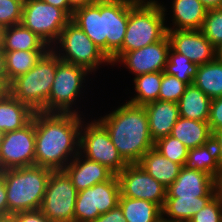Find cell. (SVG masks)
Returning a JSON list of instances; mask_svg holds the SVG:
<instances>
[{
	"mask_svg": "<svg viewBox=\"0 0 222 222\" xmlns=\"http://www.w3.org/2000/svg\"><path fill=\"white\" fill-rule=\"evenodd\" d=\"M80 115L35 112V165L63 170L76 157L84 120Z\"/></svg>",
	"mask_w": 222,
	"mask_h": 222,
	"instance_id": "cell-1",
	"label": "cell"
},
{
	"mask_svg": "<svg viewBox=\"0 0 222 222\" xmlns=\"http://www.w3.org/2000/svg\"><path fill=\"white\" fill-rule=\"evenodd\" d=\"M98 120L105 126L111 141L128 163H138L143 155L154 148L144 106L128 101Z\"/></svg>",
	"mask_w": 222,
	"mask_h": 222,
	"instance_id": "cell-2",
	"label": "cell"
},
{
	"mask_svg": "<svg viewBox=\"0 0 222 222\" xmlns=\"http://www.w3.org/2000/svg\"><path fill=\"white\" fill-rule=\"evenodd\" d=\"M167 8L160 2H129V18L122 48L110 59L111 65L125 53L162 40L167 35ZM166 20V21H165Z\"/></svg>",
	"mask_w": 222,
	"mask_h": 222,
	"instance_id": "cell-3",
	"label": "cell"
},
{
	"mask_svg": "<svg viewBox=\"0 0 222 222\" xmlns=\"http://www.w3.org/2000/svg\"><path fill=\"white\" fill-rule=\"evenodd\" d=\"M52 171L38 165L0 171L4 176L9 216L40 209Z\"/></svg>",
	"mask_w": 222,
	"mask_h": 222,
	"instance_id": "cell-4",
	"label": "cell"
},
{
	"mask_svg": "<svg viewBox=\"0 0 222 222\" xmlns=\"http://www.w3.org/2000/svg\"><path fill=\"white\" fill-rule=\"evenodd\" d=\"M56 68L57 55L49 48L30 71L10 82L9 93L34 112H46Z\"/></svg>",
	"mask_w": 222,
	"mask_h": 222,
	"instance_id": "cell-5",
	"label": "cell"
},
{
	"mask_svg": "<svg viewBox=\"0 0 222 222\" xmlns=\"http://www.w3.org/2000/svg\"><path fill=\"white\" fill-rule=\"evenodd\" d=\"M50 48L60 60L83 67L91 74L102 64L111 65L108 57L72 20L67 23Z\"/></svg>",
	"mask_w": 222,
	"mask_h": 222,
	"instance_id": "cell-6",
	"label": "cell"
},
{
	"mask_svg": "<svg viewBox=\"0 0 222 222\" xmlns=\"http://www.w3.org/2000/svg\"><path fill=\"white\" fill-rule=\"evenodd\" d=\"M88 74L90 72L87 69L64 62L57 56L56 75L46 102V113L79 114L80 111L74 110L73 104L85 87L83 83Z\"/></svg>",
	"mask_w": 222,
	"mask_h": 222,
	"instance_id": "cell-7",
	"label": "cell"
},
{
	"mask_svg": "<svg viewBox=\"0 0 222 222\" xmlns=\"http://www.w3.org/2000/svg\"><path fill=\"white\" fill-rule=\"evenodd\" d=\"M79 153L106 166L115 175L128 165L111 141L107 129L98 119L86 124L85 121L82 122Z\"/></svg>",
	"mask_w": 222,
	"mask_h": 222,
	"instance_id": "cell-8",
	"label": "cell"
},
{
	"mask_svg": "<svg viewBox=\"0 0 222 222\" xmlns=\"http://www.w3.org/2000/svg\"><path fill=\"white\" fill-rule=\"evenodd\" d=\"M71 18L60 8L42 0H24L21 24L49 47L56 42Z\"/></svg>",
	"mask_w": 222,
	"mask_h": 222,
	"instance_id": "cell-9",
	"label": "cell"
},
{
	"mask_svg": "<svg viewBox=\"0 0 222 222\" xmlns=\"http://www.w3.org/2000/svg\"><path fill=\"white\" fill-rule=\"evenodd\" d=\"M77 192L63 170L52 171L40 211L51 222H74Z\"/></svg>",
	"mask_w": 222,
	"mask_h": 222,
	"instance_id": "cell-10",
	"label": "cell"
},
{
	"mask_svg": "<svg viewBox=\"0 0 222 222\" xmlns=\"http://www.w3.org/2000/svg\"><path fill=\"white\" fill-rule=\"evenodd\" d=\"M120 186L116 175L77 192L74 222H92L118 205Z\"/></svg>",
	"mask_w": 222,
	"mask_h": 222,
	"instance_id": "cell-11",
	"label": "cell"
},
{
	"mask_svg": "<svg viewBox=\"0 0 222 222\" xmlns=\"http://www.w3.org/2000/svg\"><path fill=\"white\" fill-rule=\"evenodd\" d=\"M35 165V113L23 128L4 134L0 143V171Z\"/></svg>",
	"mask_w": 222,
	"mask_h": 222,
	"instance_id": "cell-12",
	"label": "cell"
},
{
	"mask_svg": "<svg viewBox=\"0 0 222 222\" xmlns=\"http://www.w3.org/2000/svg\"><path fill=\"white\" fill-rule=\"evenodd\" d=\"M116 176L121 196L148 200L163 208L167 188L151 177L138 163L128 164Z\"/></svg>",
	"mask_w": 222,
	"mask_h": 222,
	"instance_id": "cell-13",
	"label": "cell"
},
{
	"mask_svg": "<svg viewBox=\"0 0 222 222\" xmlns=\"http://www.w3.org/2000/svg\"><path fill=\"white\" fill-rule=\"evenodd\" d=\"M171 43L168 35L162 40L141 49L125 52L116 63H121L134 76L165 70Z\"/></svg>",
	"mask_w": 222,
	"mask_h": 222,
	"instance_id": "cell-14",
	"label": "cell"
},
{
	"mask_svg": "<svg viewBox=\"0 0 222 222\" xmlns=\"http://www.w3.org/2000/svg\"><path fill=\"white\" fill-rule=\"evenodd\" d=\"M171 47L199 66L216 58V48L201 30H167Z\"/></svg>",
	"mask_w": 222,
	"mask_h": 222,
	"instance_id": "cell-15",
	"label": "cell"
},
{
	"mask_svg": "<svg viewBox=\"0 0 222 222\" xmlns=\"http://www.w3.org/2000/svg\"><path fill=\"white\" fill-rule=\"evenodd\" d=\"M129 18V1L104 0V37L110 60L123 45Z\"/></svg>",
	"mask_w": 222,
	"mask_h": 222,
	"instance_id": "cell-16",
	"label": "cell"
},
{
	"mask_svg": "<svg viewBox=\"0 0 222 222\" xmlns=\"http://www.w3.org/2000/svg\"><path fill=\"white\" fill-rule=\"evenodd\" d=\"M216 187V179L206 172L183 166L176 180L167 188L166 198L207 196Z\"/></svg>",
	"mask_w": 222,
	"mask_h": 222,
	"instance_id": "cell-17",
	"label": "cell"
},
{
	"mask_svg": "<svg viewBox=\"0 0 222 222\" xmlns=\"http://www.w3.org/2000/svg\"><path fill=\"white\" fill-rule=\"evenodd\" d=\"M78 192L110 180L115 174L106 166L89 160L80 153L63 169Z\"/></svg>",
	"mask_w": 222,
	"mask_h": 222,
	"instance_id": "cell-18",
	"label": "cell"
},
{
	"mask_svg": "<svg viewBox=\"0 0 222 222\" xmlns=\"http://www.w3.org/2000/svg\"><path fill=\"white\" fill-rule=\"evenodd\" d=\"M71 20L107 56V38L104 37V0H97L94 4L75 9Z\"/></svg>",
	"mask_w": 222,
	"mask_h": 222,
	"instance_id": "cell-19",
	"label": "cell"
},
{
	"mask_svg": "<svg viewBox=\"0 0 222 222\" xmlns=\"http://www.w3.org/2000/svg\"><path fill=\"white\" fill-rule=\"evenodd\" d=\"M144 108L153 142L170 135L174 124L180 117L178 103L158 99L147 103Z\"/></svg>",
	"mask_w": 222,
	"mask_h": 222,
	"instance_id": "cell-20",
	"label": "cell"
},
{
	"mask_svg": "<svg viewBox=\"0 0 222 222\" xmlns=\"http://www.w3.org/2000/svg\"><path fill=\"white\" fill-rule=\"evenodd\" d=\"M216 195L217 186L207 196L203 197L166 198L162 208V221L189 222L194 214L199 212Z\"/></svg>",
	"mask_w": 222,
	"mask_h": 222,
	"instance_id": "cell-21",
	"label": "cell"
},
{
	"mask_svg": "<svg viewBox=\"0 0 222 222\" xmlns=\"http://www.w3.org/2000/svg\"><path fill=\"white\" fill-rule=\"evenodd\" d=\"M172 25L167 30H201L207 8L200 0H172Z\"/></svg>",
	"mask_w": 222,
	"mask_h": 222,
	"instance_id": "cell-22",
	"label": "cell"
},
{
	"mask_svg": "<svg viewBox=\"0 0 222 222\" xmlns=\"http://www.w3.org/2000/svg\"><path fill=\"white\" fill-rule=\"evenodd\" d=\"M138 164L166 188L176 180L182 168L180 164L161 155L155 148L148 150Z\"/></svg>",
	"mask_w": 222,
	"mask_h": 222,
	"instance_id": "cell-23",
	"label": "cell"
},
{
	"mask_svg": "<svg viewBox=\"0 0 222 222\" xmlns=\"http://www.w3.org/2000/svg\"><path fill=\"white\" fill-rule=\"evenodd\" d=\"M170 135L181 141L188 149L208 144L213 139L208 122L183 117L176 121Z\"/></svg>",
	"mask_w": 222,
	"mask_h": 222,
	"instance_id": "cell-24",
	"label": "cell"
},
{
	"mask_svg": "<svg viewBox=\"0 0 222 222\" xmlns=\"http://www.w3.org/2000/svg\"><path fill=\"white\" fill-rule=\"evenodd\" d=\"M34 113L9 93L0 101V129L5 133L21 129L32 120Z\"/></svg>",
	"mask_w": 222,
	"mask_h": 222,
	"instance_id": "cell-25",
	"label": "cell"
},
{
	"mask_svg": "<svg viewBox=\"0 0 222 222\" xmlns=\"http://www.w3.org/2000/svg\"><path fill=\"white\" fill-rule=\"evenodd\" d=\"M211 99L194 84L188 85L178 101L180 117L208 122Z\"/></svg>",
	"mask_w": 222,
	"mask_h": 222,
	"instance_id": "cell-26",
	"label": "cell"
},
{
	"mask_svg": "<svg viewBox=\"0 0 222 222\" xmlns=\"http://www.w3.org/2000/svg\"><path fill=\"white\" fill-rule=\"evenodd\" d=\"M50 47L30 29L22 24L12 25L4 28L2 50H48Z\"/></svg>",
	"mask_w": 222,
	"mask_h": 222,
	"instance_id": "cell-27",
	"label": "cell"
},
{
	"mask_svg": "<svg viewBox=\"0 0 222 222\" xmlns=\"http://www.w3.org/2000/svg\"><path fill=\"white\" fill-rule=\"evenodd\" d=\"M118 205L127 222H161L162 208L148 200L119 196Z\"/></svg>",
	"mask_w": 222,
	"mask_h": 222,
	"instance_id": "cell-28",
	"label": "cell"
},
{
	"mask_svg": "<svg viewBox=\"0 0 222 222\" xmlns=\"http://www.w3.org/2000/svg\"><path fill=\"white\" fill-rule=\"evenodd\" d=\"M193 84L211 100L222 97V62L217 58L196 66Z\"/></svg>",
	"mask_w": 222,
	"mask_h": 222,
	"instance_id": "cell-29",
	"label": "cell"
},
{
	"mask_svg": "<svg viewBox=\"0 0 222 222\" xmlns=\"http://www.w3.org/2000/svg\"><path fill=\"white\" fill-rule=\"evenodd\" d=\"M185 166L206 172L217 180L221 171L215 142L212 140L208 144L189 149Z\"/></svg>",
	"mask_w": 222,
	"mask_h": 222,
	"instance_id": "cell-30",
	"label": "cell"
},
{
	"mask_svg": "<svg viewBox=\"0 0 222 222\" xmlns=\"http://www.w3.org/2000/svg\"><path fill=\"white\" fill-rule=\"evenodd\" d=\"M47 50L4 51L8 83L30 71Z\"/></svg>",
	"mask_w": 222,
	"mask_h": 222,
	"instance_id": "cell-31",
	"label": "cell"
},
{
	"mask_svg": "<svg viewBox=\"0 0 222 222\" xmlns=\"http://www.w3.org/2000/svg\"><path fill=\"white\" fill-rule=\"evenodd\" d=\"M133 79L136 95L134 94V97L128 102L144 106L147 103L158 100L160 85L162 82V71L141 74L135 76Z\"/></svg>",
	"mask_w": 222,
	"mask_h": 222,
	"instance_id": "cell-32",
	"label": "cell"
},
{
	"mask_svg": "<svg viewBox=\"0 0 222 222\" xmlns=\"http://www.w3.org/2000/svg\"><path fill=\"white\" fill-rule=\"evenodd\" d=\"M196 65L186 56L177 53L172 47L168 52V60L164 72L175 76L187 85L193 84Z\"/></svg>",
	"mask_w": 222,
	"mask_h": 222,
	"instance_id": "cell-33",
	"label": "cell"
},
{
	"mask_svg": "<svg viewBox=\"0 0 222 222\" xmlns=\"http://www.w3.org/2000/svg\"><path fill=\"white\" fill-rule=\"evenodd\" d=\"M154 148L172 162L186 165L188 158V148L178 139L168 135L154 143Z\"/></svg>",
	"mask_w": 222,
	"mask_h": 222,
	"instance_id": "cell-34",
	"label": "cell"
},
{
	"mask_svg": "<svg viewBox=\"0 0 222 222\" xmlns=\"http://www.w3.org/2000/svg\"><path fill=\"white\" fill-rule=\"evenodd\" d=\"M201 31L215 48L222 43V7L207 10Z\"/></svg>",
	"mask_w": 222,
	"mask_h": 222,
	"instance_id": "cell-35",
	"label": "cell"
},
{
	"mask_svg": "<svg viewBox=\"0 0 222 222\" xmlns=\"http://www.w3.org/2000/svg\"><path fill=\"white\" fill-rule=\"evenodd\" d=\"M188 85L180 81L175 76L162 71V82L158 99L162 101H172L178 103Z\"/></svg>",
	"mask_w": 222,
	"mask_h": 222,
	"instance_id": "cell-36",
	"label": "cell"
},
{
	"mask_svg": "<svg viewBox=\"0 0 222 222\" xmlns=\"http://www.w3.org/2000/svg\"><path fill=\"white\" fill-rule=\"evenodd\" d=\"M24 0H0V26L21 24Z\"/></svg>",
	"mask_w": 222,
	"mask_h": 222,
	"instance_id": "cell-37",
	"label": "cell"
},
{
	"mask_svg": "<svg viewBox=\"0 0 222 222\" xmlns=\"http://www.w3.org/2000/svg\"><path fill=\"white\" fill-rule=\"evenodd\" d=\"M189 222H222V200L217 194Z\"/></svg>",
	"mask_w": 222,
	"mask_h": 222,
	"instance_id": "cell-38",
	"label": "cell"
},
{
	"mask_svg": "<svg viewBox=\"0 0 222 222\" xmlns=\"http://www.w3.org/2000/svg\"><path fill=\"white\" fill-rule=\"evenodd\" d=\"M208 124L212 134L222 129V97L211 100Z\"/></svg>",
	"mask_w": 222,
	"mask_h": 222,
	"instance_id": "cell-39",
	"label": "cell"
},
{
	"mask_svg": "<svg viewBox=\"0 0 222 222\" xmlns=\"http://www.w3.org/2000/svg\"><path fill=\"white\" fill-rule=\"evenodd\" d=\"M9 222H51L40 209L18 212L10 216Z\"/></svg>",
	"mask_w": 222,
	"mask_h": 222,
	"instance_id": "cell-40",
	"label": "cell"
},
{
	"mask_svg": "<svg viewBox=\"0 0 222 222\" xmlns=\"http://www.w3.org/2000/svg\"><path fill=\"white\" fill-rule=\"evenodd\" d=\"M8 202L4 176L0 173V222H9Z\"/></svg>",
	"mask_w": 222,
	"mask_h": 222,
	"instance_id": "cell-41",
	"label": "cell"
},
{
	"mask_svg": "<svg viewBox=\"0 0 222 222\" xmlns=\"http://www.w3.org/2000/svg\"><path fill=\"white\" fill-rule=\"evenodd\" d=\"M92 222H127V220L124 217L122 209L117 205L114 209L100 215Z\"/></svg>",
	"mask_w": 222,
	"mask_h": 222,
	"instance_id": "cell-42",
	"label": "cell"
},
{
	"mask_svg": "<svg viewBox=\"0 0 222 222\" xmlns=\"http://www.w3.org/2000/svg\"><path fill=\"white\" fill-rule=\"evenodd\" d=\"M47 4H51L54 7L62 9L70 18L73 15L74 10L69 6L68 0H42Z\"/></svg>",
	"mask_w": 222,
	"mask_h": 222,
	"instance_id": "cell-43",
	"label": "cell"
},
{
	"mask_svg": "<svg viewBox=\"0 0 222 222\" xmlns=\"http://www.w3.org/2000/svg\"><path fill=\"white\" fill-rule=\"evenodd\" d=\"M217 148V156H218V163L220 166V171L222 173V129L213 133V139H212Z\"/></svg>",
	"mask_w": 222,
	"mask_h": 222,
	"instance_id": "cell-44",
	"label": "cell"
},
{
	"mask_svg": "<svg viewBox=\"0 0 222 222\" xmlns=\"http://www.w3.org/2000/svg\"><path fill=\"white\" fill-rule=\"evenodd\" d=\"M97 0H68L69 6L75 10L80 7L94 4Z\"/></svg>",
	"mask_w": 222,
	"mask_h": 222,
	"instance_id": "cell-45",
	"label": "cell"
},
{
	"mask_svg": "<svg viewBox=\"0 0 222 222\" xmlns=\"http://www.w3.org/2000/svg\"><path fill=\"white\" fill-rule=\"evenodd\" d=\"M0 80H8L5 68V53L0 51Z\"/></svg>",
	"mask_w": 222,
	"mask_h": 222,
	"instance_id": "cell-46",
	"label": "cell"
},
{
	"mask_svg": "<svg viewBox=\"0 0 222 222\" xmlns=\"http://www.w3.org/2000/svg\"><path fill=\"white\" fill-rule=\"evenodd\" d=\"M207 9H215L222 7V0H200Z\"/></svg>",
	"mask_w": 222,
	"mask_h": 222,
	"instance_id": "cell-47",
	"label": "cell"
},
{
	"mask_svg": "<svg viewBox=\"0 0 222 222\" xmlns=\"http://www.w3.org/2000/svg\"><path fill=\"white\" fill-rule=\"evenodd\" d=\"M9 94L8 80H0V101Z\"/></svg>",
	"mask_w": 222,
	"mask_h": 222,
	"instance_id": "cell-48",
	"label": "cell"
},
{
	"mask_svg": "<svg viewBox=\"0 0 222 222\" xmlns=\"http://www.w3.org/2000/svg\"><path fill=\"white\" fill-rule=\"evenodd\" d=\"M216 186H217V194L220 196L222 200V173L216 180Z\"/></svg>",
	"mask_w": 222,
	"mask_h": 222,
	"instance_id": "cell-49",
	"label": "cell"
},
{
	"mask_svg": "<svg viewBox=\"0 0 222 222\" xmlns=\"http://www.w3.org/2000/svg\"><path fill=\"white\" fill-rule=\"evenodd\" d=\"M216 58L222 62V43L216 47Z\"/></svg>",
	"mask_w": 222,
	"mask_h": 222,
	"instance_id": "cell-50",
	"label": "cell"
},
{
	"mask_svg": "<svg viewBox=\"0 0 222 222\" xmlns=\"http://www.w3.org/2000/svg\"><path fill=\"white\" fill-rule=\"evenodd\" d=\"M126 1H129V2H132V3H135V4H138V3H155V2H158L157 0H126Z\"/></svg>",
	"mask_w": 222,
	"mask_h": 222,
	"instance_id": "cell-51",
	"label": "cell"
},
{
	"mask_svg": "<svg viewBox=\"0 0 222 222\" xmlns=\"http://www.w3.org/2000/svg\"><path fill=\"white\" fill-rule=\"evenodd\" d=\"M3 31H4V28L0 26V51L2 50Z\"/></svg>",
	"mask_w": 222,
	"mask_h": 222,
	"instance_id": "cell-52",
	"label": "cell"
},
{
	"mask_svg": "<svg viewBox=\"0 0 222 222\" xmlns=\"http://www.w3.org/2000/svg\"><path fill=\"white\" fill-rule=\"evenodd\" d=\"M4 134H5V132L2 129H0V143L3 140Z\"/></svg>",
	"mask_w": 222,
	"mask_h": 222,
	"instance_id": "cell-53",
	"label": "cell"
}]
</instances>
